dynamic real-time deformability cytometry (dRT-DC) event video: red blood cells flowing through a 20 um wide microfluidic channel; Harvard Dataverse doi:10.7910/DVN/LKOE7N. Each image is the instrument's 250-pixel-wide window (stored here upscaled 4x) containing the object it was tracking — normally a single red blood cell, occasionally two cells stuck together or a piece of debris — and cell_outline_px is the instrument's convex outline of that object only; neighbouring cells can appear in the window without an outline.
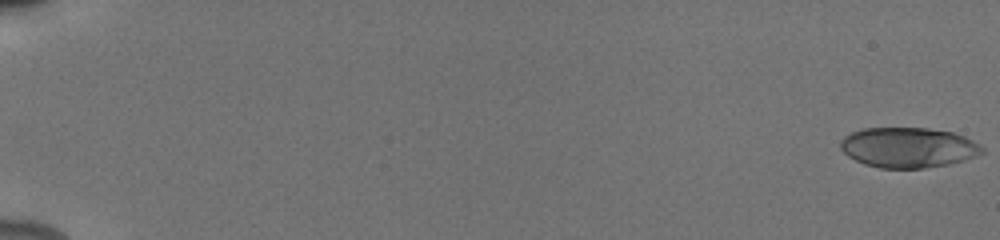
{"species": "human", "species_latin": "Homo sapiens", "temperature_condition": "cold", "stored_images_in_passage": 55, "camera_frame_rate_fps": 3000, "um_per_image_px": 0.085, "donor": {"sex": "male"}, "frame": {"image": 1, "passage_image": 1, "time_ms": 0.0, "image_size_px": [1000, 240], "cell_outline_px": [[984, 152], [976, 156], [964, 160], [948, 164], [924, 168], [880, 168], [864, 164], [848, 156], [840, 148], [840, 140], [844, 136], [852, 132], [864, 128], [928, 128], [952, 132], [964, 136], [980, 144], [984, 148]], "centroid_in_image_um": [77.2, 12.53], "position_along_channel_um": 7.8, "area_um2": 33.23}}
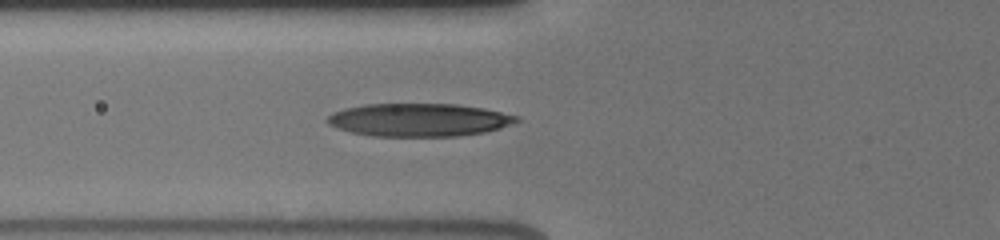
{"frame": {"image": 2, "passage_image": 23, "time_ms": 7.333, "image_size_px": [1000, 240], "cell_outline_px": [[520, 120], [500, 128], [484, 132], [456, 136], [372, 136], [352, 132], [336, 128], [328, 124], [324, 120], [332, 112], [344, 108], [364, 104], [456, 104], [484, 108], [520, 116]], "centroid_in_image_um": [35.58, 10.18], "position_along_channel_um": 90.2, "area_um2": 36.53}}
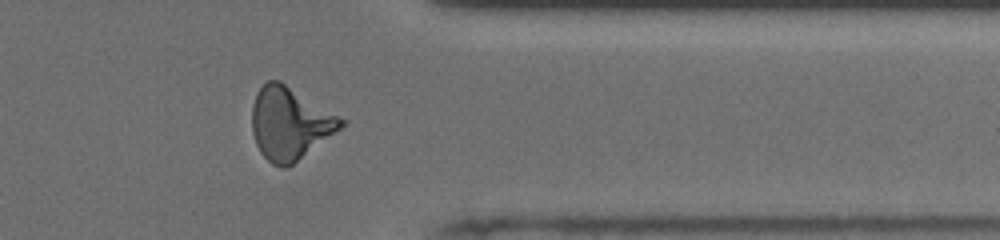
{"frame": {"image": 3, "passage_image": 46, "time_ms": 15.0, "image_size_px": [1000, 240], "cell_outline_px": [[348, 120], [340, 128], [288, 168], [284, 168], [272, 164], [260, 152], [256, 144], [252, 132], [252, 108], [256, 92], [268, 80], [280, 80]], "centroid_in_image_um": [24.63, 10.47], "position_along_channel_um": 386.8, "area_um2": 37.57}}